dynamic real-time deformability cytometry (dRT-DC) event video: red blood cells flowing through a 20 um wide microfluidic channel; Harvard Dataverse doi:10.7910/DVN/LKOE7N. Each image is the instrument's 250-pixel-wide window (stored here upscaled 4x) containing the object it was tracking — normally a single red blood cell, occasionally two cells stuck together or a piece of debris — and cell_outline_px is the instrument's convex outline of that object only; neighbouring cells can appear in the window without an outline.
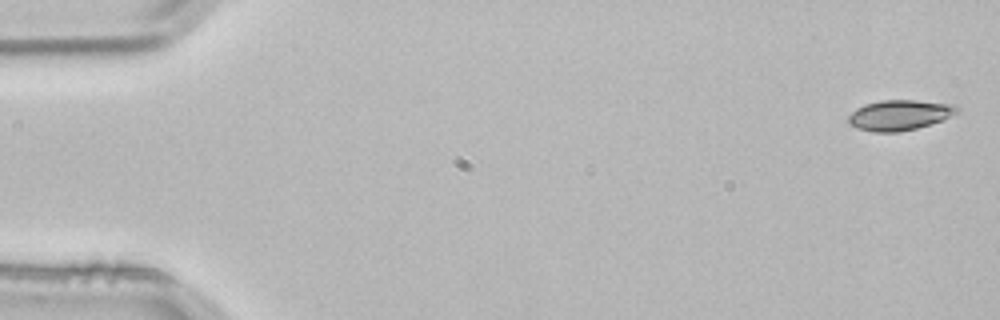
{"species": "common noctule bat (a hibernating species)", "species_latin": "Nyctalus noctula", "temperature_condition": "room temperature", "stored_images_in_passage": 4, "segment_of_instrument_passage": [2, 2], "camera_frame_rate_fps": 3000, "um_per_image_px": 0.085, "animal": {"sex": "male", "body_mass_g": 21.5, "forearm_length_mm": 52.0}, "frame": {"image": 1, "passage_image": 4, "time_ms": 1.0, "image_size_px": [1000, 320], "cell_outline_px": [[960, 112], [944, 120], [916, 128], [896, 132], [872, 132], [856, 128], [848, 124], [848, 116], [852, 112], [864, 104], [880, 100], [916, 100], [952, 104], [960, 108]], "centroid_in_image_um": [76.47, 9.78], "position_along_channel_um": 8.5, "area_um2": 19.36}}